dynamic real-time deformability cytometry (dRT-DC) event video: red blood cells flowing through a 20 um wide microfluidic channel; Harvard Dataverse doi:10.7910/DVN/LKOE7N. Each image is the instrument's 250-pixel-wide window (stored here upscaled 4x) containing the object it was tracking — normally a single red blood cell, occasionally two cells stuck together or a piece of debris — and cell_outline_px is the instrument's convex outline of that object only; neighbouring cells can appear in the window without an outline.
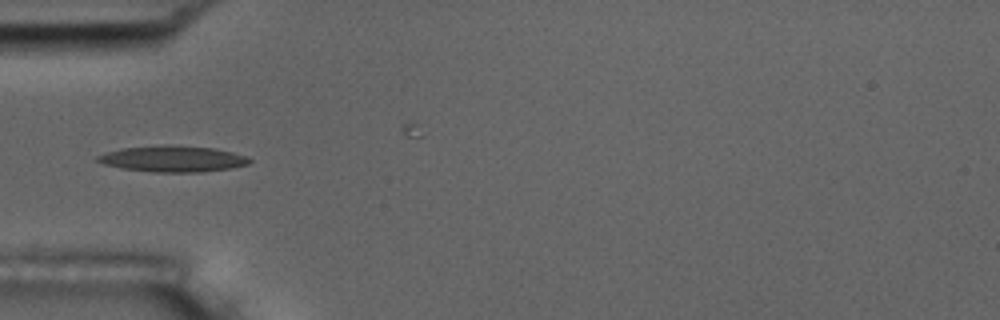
{"species": "common noctule bat (a hibernating species)", "species_latin": "Nyctalus noctula", "temperature_condition": "room temperature", "stored_images_in_passage": 27, "camera_frame_rate_fps": 3000, "um_per_image_px": 0.085, "animal": {"sex": "male", "body_mass_g": 17.5, "forearm_length_mm": 52.3}, "frame": {"image": 1, "passage_image": 1, "time_ms": 0.0, "image_size_px": [1000, 320], "cell_outline_px": [[252, 160], [248, 164], [232, 168], [200, 172], [152, 172], [120, 168], [104, 164], [96, 160], [96, 156], [120, 148], [164, 144], [212, 148], [232, 152], [248, 156]], "centroid_in_image_um": [14.68, 13.5], "position_along_channel_um": 70.3, "area_um2": 23.24}}